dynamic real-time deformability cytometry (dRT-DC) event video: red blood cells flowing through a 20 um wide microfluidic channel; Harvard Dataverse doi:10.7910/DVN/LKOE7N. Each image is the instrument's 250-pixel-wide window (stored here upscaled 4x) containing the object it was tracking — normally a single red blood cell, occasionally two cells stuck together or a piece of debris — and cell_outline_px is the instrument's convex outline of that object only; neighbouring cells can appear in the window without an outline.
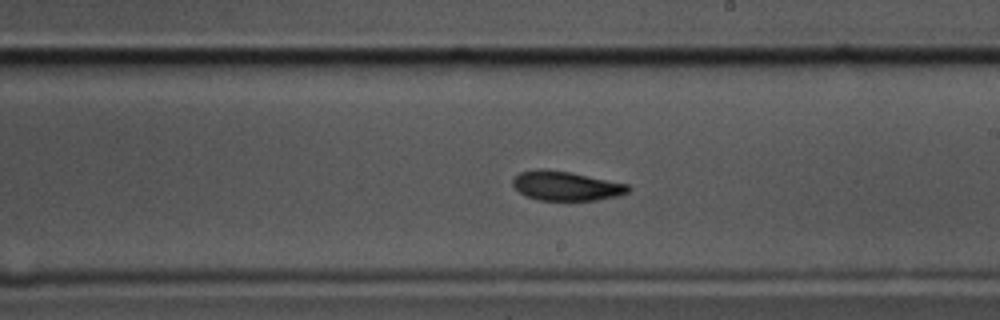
{"species": "common noctule bat (a hibernating species)", "species_latin": "Nyctalus noctula", "temperature_condition": "cold", "stored_images_in_passage": 57, "camera_frame_rate_fps": 3000, "um_per_image_px": 0.085, "animal": {"sex": "male", "body_mass_g": 17.5, "forearm_length_mm": 52.3}, "frame": {"image": 1, "passage_image": 32, "time_ms": 10.333, "image_size_px": [1000, 320], "cell_outline_px": [[632, 188], [628, 192], [616, 196], [596, 200], [536, 200], [520, 192], [512, 184], [512, 180], [520, 172], [536, 168], [540, 168], [572, 172], [628, 184]], "centroid_in_image_um": [48.11, 15.79], "position_along_channel_um": 240.9, "area_um2": 19.77}}
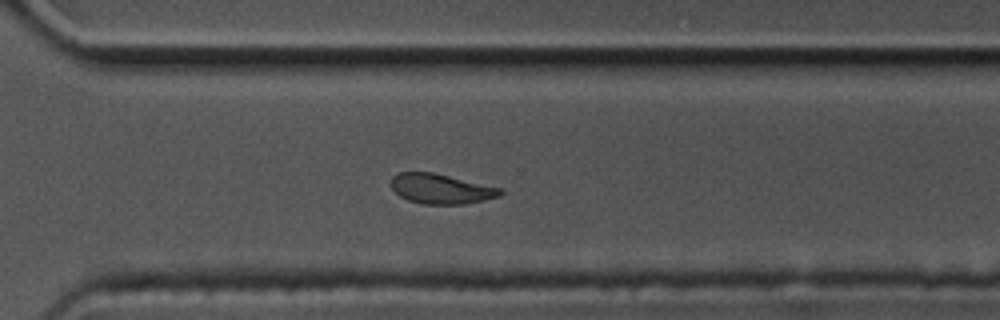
{"frame": {"image": 2, "passage_image": 40, "time_ms": 13.0, "image_size_px": [1000, 320], "cell_outline_px": [[504, 192], [500, 196], [484, 200], [464, 204], [424, 204], [408, 200], [400, 196], [392, 188], [392, 176], [400, 172], [432, 172], [500, 188]], "centroid_in_image_um": [37.48, 16.05], "position_along_channel_um": 333.1, "area_um2": 18.79}}
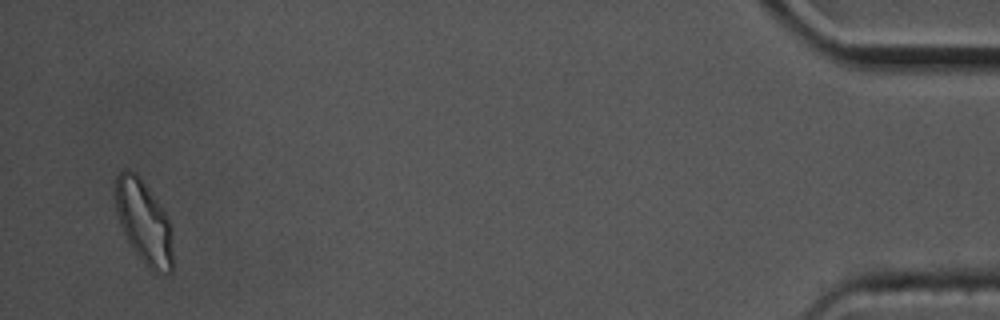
{"frame": {"image": 3, "passage_image": 55, "time_ms": 18.0, "image_size_px": [1000, 320], "cell_outline_px": [[172, 272], [156, 276], [140, 260], [132, 248], [120, 224], [116, 212], [112, 192], [116, 176], [124, 168], [136, 172], [140, 176], [168, 216], [172, 224]], "centroid_in_image_um": [12.21, 18.87], "position_along_channel_um": 423.0, "area_um2": 28.9}, "authors_computed_cell_mechanics": {"area_um2": 20.23, "velocity_mm_per_s": 3.4523, "shape_relaxation_time_tau1_ms": 2.8214, "shape_relaxation_time_tau2_ms": 3.5743, "deformation_change_tau1": 0.1118, "deformation_change_tau2": 0.0869}}